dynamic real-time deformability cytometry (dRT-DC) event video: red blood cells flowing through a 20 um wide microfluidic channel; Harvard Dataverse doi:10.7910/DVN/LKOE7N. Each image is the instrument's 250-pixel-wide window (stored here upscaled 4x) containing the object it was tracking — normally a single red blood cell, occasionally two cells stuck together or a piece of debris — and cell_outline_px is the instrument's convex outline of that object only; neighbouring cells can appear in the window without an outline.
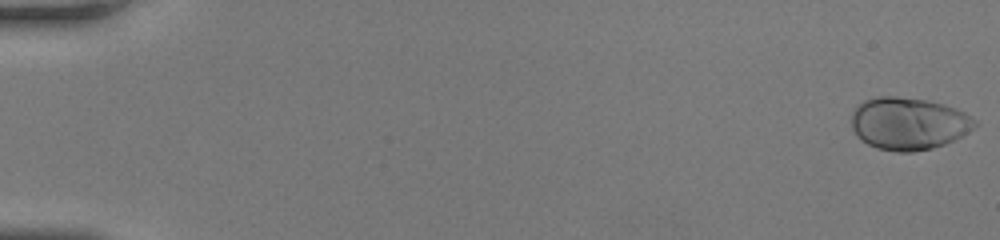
{"species": "human", "species_latin": "Homo sapiens", "temperature_condition": "room temperature", "stored_images_in_passage": 18, "camera_frame_rate_fps": 3000, "um_per_image_px": 0.085, "donor": {"sex": "female"}, "frame": {"image": 1, "passage_image": 1, "time_ms": 0.0, "image_size_px": [1000, 240], "cell_outline_px": [[976, 124], [968, 132], [944, 144], [932, 148], [912, 152], [896, 152], [876, 148], [868, 144], [852, 128], [852, 112], [864, 100], [880, 96], [896, 96], [928, 100], [944, 104], [956, 108], [964, 112], [976, 120]], "centroid_in_image_um": [77.23, 10.49], "position_along_channel_um": 7.8, "area_um2": 37.4}}
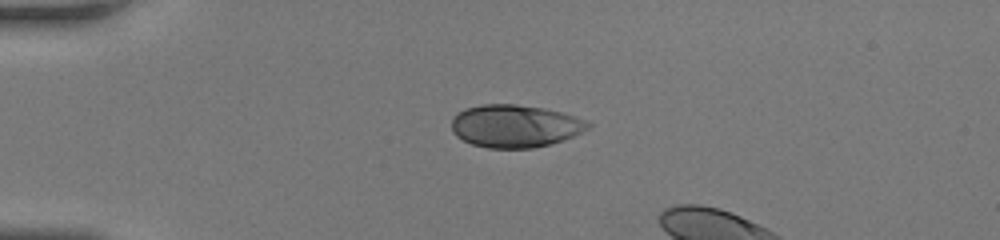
{"frame": {"image": 2, "passage_image": 14, "time_ms": 4.333, "image_size_px": [1000, 240], "cell_outline_px": [[592, 124], [588, 128], [564, 140], [532, 148], [488, 148], [472, 144], [456, 136], [452, 132], [452, 116], [456, 112], [464, 108], [480, 104], [516, 104], [544, 108], [560, 112], [584, 120]], "centroid_in_image_um": [43.71, 10.7], "position_along_channel_um": 41.3, "area_um2": 33.87}}